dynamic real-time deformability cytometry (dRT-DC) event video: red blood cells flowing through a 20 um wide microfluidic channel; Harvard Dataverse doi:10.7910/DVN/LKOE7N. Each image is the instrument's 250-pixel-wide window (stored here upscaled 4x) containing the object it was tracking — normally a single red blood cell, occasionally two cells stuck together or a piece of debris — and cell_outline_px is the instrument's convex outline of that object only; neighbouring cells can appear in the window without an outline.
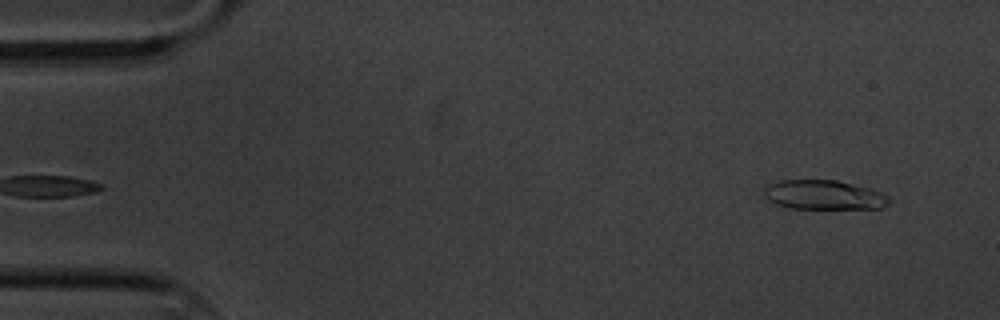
{"species": "common noctule bat (a hibernating species)", "species_latin": "Nyctalus noctula", "temperature_condition": "cold", "stored_images_in_passage": 55, "camera_frame_rate_fps": 3000, "um_per_image_px": 0.085, "animal": {"sex": "male", "body_mass_g": 20.1, "forearm_length_mm": 53.5}, "frame": {"image": 1, "passage_image": 4, "time_ms": 1.0, "image_size_px": [1000, 320], "cell_outline_px": [[892, 200], [888, 204], [880, 208], [788, 208], [776, 204], [768, 200], [764, 196], [764, 188], [768, 184], [780, 180], [836, 180], [868, 188], [880, 192], [888, 196]], "centroid_in_image_um": [70.0, 16.56], "position_along_channel_um": 15.0, "area_um2": 21.33}}
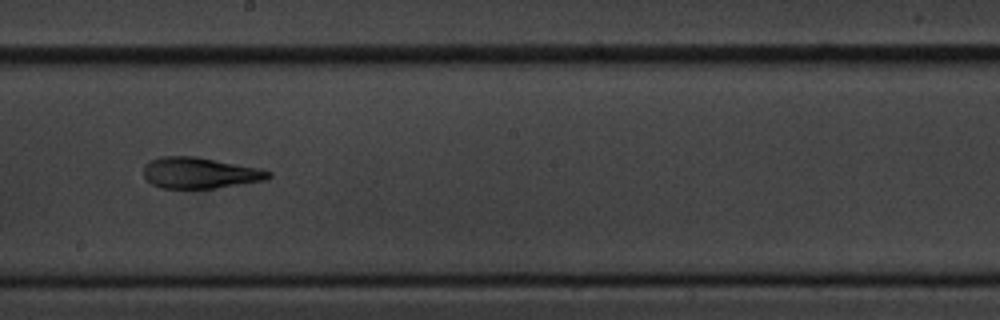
{"frame": {"image": 2, "passage_image": 32, "time_ms": 10.333, "image_size_px": [1000, 320], "cell_outline_px": [[272, 176], [268, 180], [216, 188], [160, 188], [152, 184], [144, 176], [144, 164], [160, 156], [192, 156], [260, 168], [272, 172]], "centroid_in_image_um": [17.01, 14.7], "position_along_channel_um": 231.2, "area_um2": 22.6}}
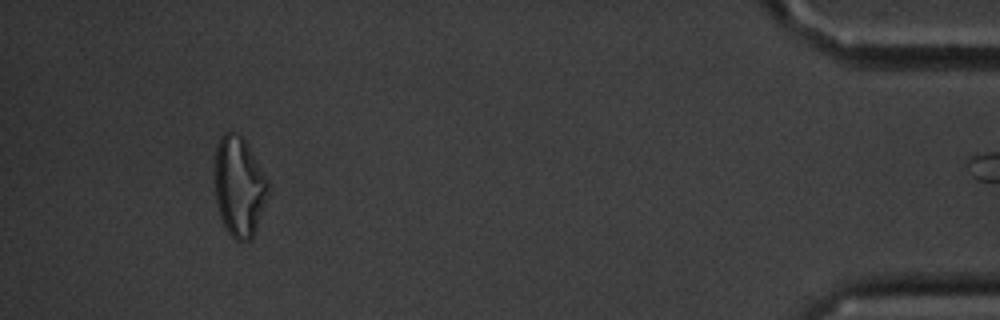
{"frame": {"image": 3, "passage_image": 54, "time_ms": 17.667, "image_size_px": [1000, 320], "cell_outline_px": [[268, 196], [252, 240], [236, 240], [228, 232], [220, 216], [216, 200], [216, 148], [220, 136], [224, 132], [232, 132], [240, 136], [244, 140], [268, 180]], "centroid_in_image_um": [20.34, 15.88], "position_along_channel_um": 414.9, "area_um2": 30.46}}